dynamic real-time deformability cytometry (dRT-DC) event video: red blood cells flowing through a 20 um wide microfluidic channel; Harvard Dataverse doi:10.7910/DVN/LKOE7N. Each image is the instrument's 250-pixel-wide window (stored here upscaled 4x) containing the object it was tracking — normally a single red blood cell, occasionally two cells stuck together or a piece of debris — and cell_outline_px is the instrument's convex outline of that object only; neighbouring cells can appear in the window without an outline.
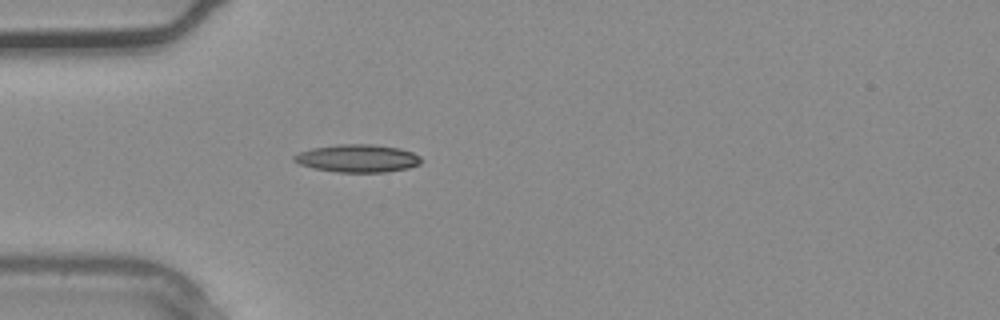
{"species": "common noctule bat (a hibernating species)", "species_latin": "Nyctalus noctula", "temperature_condition": "warm", "stored_images_in_passage": 36, "camera_frame_rate_fps": 3000, "um_per_image_px": 0.085, "animal": {"sex": "male", "body_mass_g": 20.4}, "frame": {"image": 1, "passage_image": 11, "time_ms": 3.333, "image_size_px": [1000, 320], "cell_outline_px": [[424, 160], [420, 164], [408, 168], [384, 172], [336, 172], [312, 168], [300, 164], [292, 160], [292, 156], [300, 152], [312, 148], [336, 144], [372, 144], [400, 148], [412, 152], [420, 156]], "centroid_in_image_um": [30.4, 13.46], "position_along_channel_um": 54.6, "area_um2": 20.75}}